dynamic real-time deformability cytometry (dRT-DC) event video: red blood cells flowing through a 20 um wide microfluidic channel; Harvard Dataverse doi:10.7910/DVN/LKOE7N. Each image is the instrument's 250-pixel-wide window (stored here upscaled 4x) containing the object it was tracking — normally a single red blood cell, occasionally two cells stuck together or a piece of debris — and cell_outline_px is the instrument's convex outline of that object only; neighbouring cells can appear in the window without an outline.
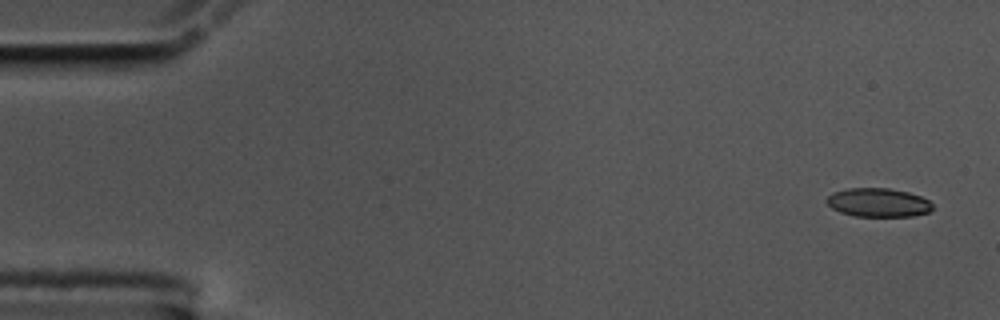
{"species": "common noctule bat (a hibernating species)", "species_latin": "Nyctalus noctula", "temperature_condition": "cold", "stored_images_in_passage": 56, "camera_frame_rate_fps": 3000, "um_per_image_px": 0.085, "animal": {"sex": "male", "body_mass_g": 17.5, "forearm_length_mm": 52.3}, "frame": {"image": 1, "passage_image": 1, "time_ms": 0.0, "image_size_px": [1000, 320], "cell_outline_px": [[932, 208], [928, 212], [912, 216], [852, 216], [840, 212], [832, 208], [824, 200], [832, 192], [848, 188], [888, 188], [908, 192], [920, 196], [928, 200], [932, 204]], "centroid_in_image_um": [74.61, 17.21], "position_along_channel_um": 10.4, "area_um2": 17.74}}
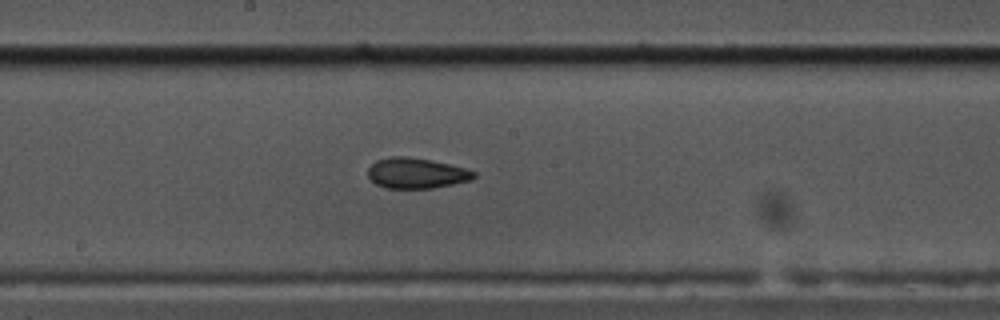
{"frame": {"image": 2, "passage_image": 29, "time_ms": 9.333, "image_size_px": [1000, 320], "cell_outline_px": [[476, 176], [472, 180], [432, 188], [388, 188], [376, 184], [368, 176], [368, 168], [376, 160], [392, 156], [408, 156], [448, 164], [464, 168], [476, 172]], "centroid_in_image_um": [35.38, 14.72], "position_along_channel_um": 212.8, "area_um2": 18.67}}
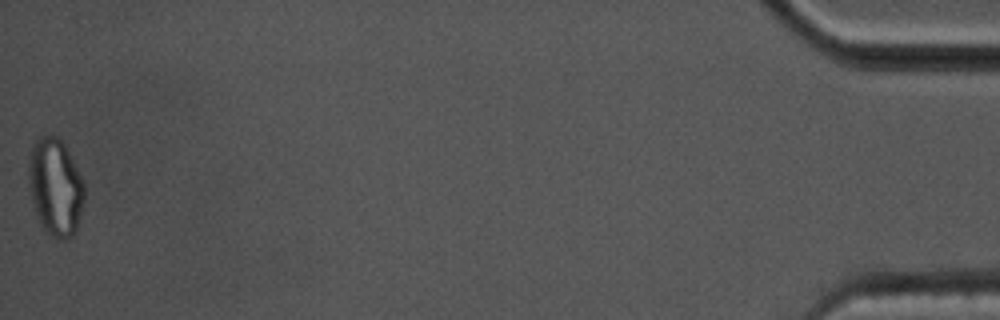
{"frame": {"image": 3, "passage_image": 56, "time_ms": 18.333, "image_size_px": [1000, 320], "cell_outline_px": [[84, 204], [76, 232], [72, 236], [64, 240], [60, 240], [52, 236], [40, 224], [32, 200], [28, 180], [28, 168], [32, 148], [36, 140], [40, 136], [60, 136], [84, 184]], "centroid_in_image_um": [4.72, 15.93], "position_along_channel_um": 430.5, "area_um2": 31.39}, "authors_computed_cell_mechanics": {"area_um2": 19.074, "velocity_mm_per_s": 3.5002, "shape_relaxation_time_tau1_ms": null, "shape_relaxation_time_tau2_ms": 3.5968, "deformation_change_tau1": null, "deformation_change_tau2": 0.1067}}